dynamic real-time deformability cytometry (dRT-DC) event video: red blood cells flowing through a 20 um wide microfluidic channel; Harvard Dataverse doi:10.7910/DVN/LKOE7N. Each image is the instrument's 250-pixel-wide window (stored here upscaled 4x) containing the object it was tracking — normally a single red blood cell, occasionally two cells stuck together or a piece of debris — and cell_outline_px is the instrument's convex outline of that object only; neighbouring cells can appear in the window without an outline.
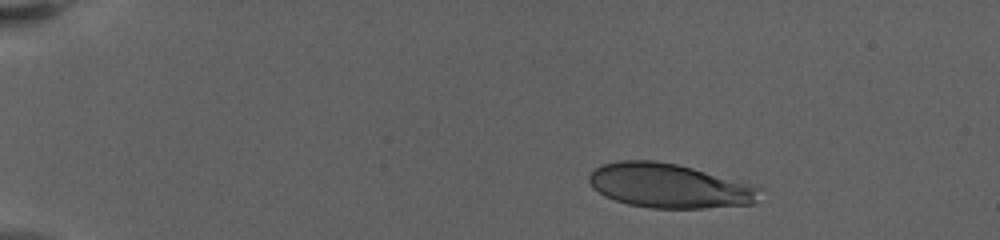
{"species": "human", "species_latin": "Homo sapiens", "temperature_condition": "warm", "stored_images_in_passage": 28, "camera_frame_rate_fps": 3000, "um_per_image_px": 0.085, "donor": {"sex": "female"}, "frame": {"image": 1, "passage_image": 1, "time_ms": 0.0, "image_size_px": [1000, 240], "cell_outline_px": [[764, 188], [756, 200], [752, 204], [704, 208], [648, 208], [628, 204], [604, 196], [592, 188], [588, 180], [588, 176], [600, 164], [620, 160], [656, 160], [676, 164], [692, 168]], "centroid_in_image_um": [56.85, 15.79], "position_along_channel_um": 28.2, "area_um2": 44.1}}
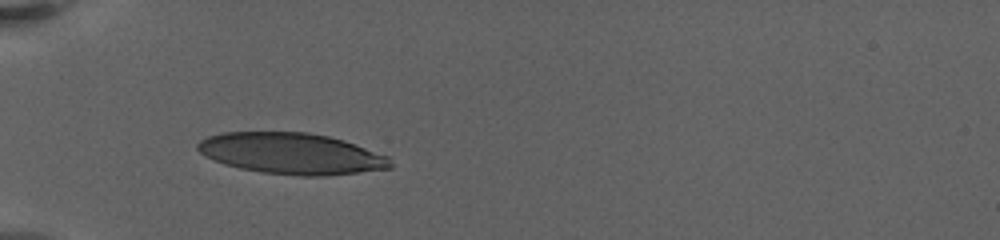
{"frame": {"image": 2, "passage_image": 27, "time_ms": 3.667, "image_size_px": [1000, 240], "cell_outline_px": [[392, 168], [324, 176], [300, 176], [260, 172], [240, 168], [224, 164], [204, 156], [196, 148], [196, 144], [200, 140], [208, 136], [224, 132], [308, 132], [328, 136], [344, 140], [388, 156], [392, 160]], "centroid_in_image_um": [24.76, 13.05], "position_along_channel_um": 60.2, "area_um2": 46.36}}